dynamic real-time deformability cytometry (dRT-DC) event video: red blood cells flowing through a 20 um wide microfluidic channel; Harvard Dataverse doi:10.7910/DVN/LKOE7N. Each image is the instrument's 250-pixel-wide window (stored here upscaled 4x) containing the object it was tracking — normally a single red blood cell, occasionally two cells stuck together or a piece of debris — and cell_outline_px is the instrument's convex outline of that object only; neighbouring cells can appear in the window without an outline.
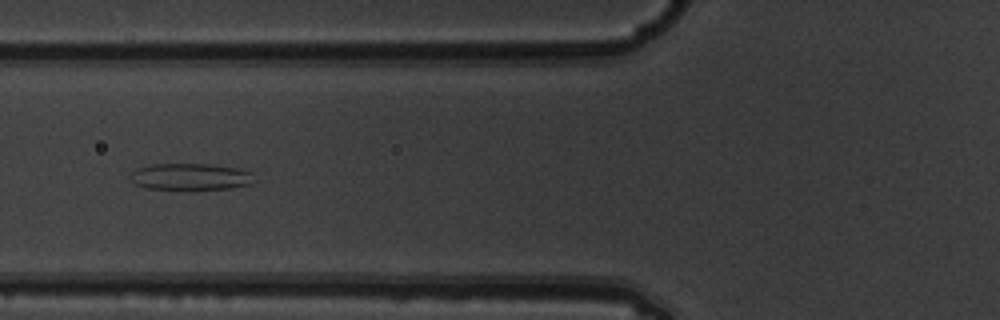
{"species": "common noctule bat (a hibernating species)", "species_latin": "Nyctalus noctula", "temperature_condition": "warm", "stored_images_in_passage": 8, "camera_frame_rate_fps": 3000, "um_per_image_px": 0.085, "animal": {"sex": "male", "body_mass_g": 19.5, "forearm_length_mm": 54.6}, "frame": {"image": 1, "passage_image": 6, "time_ms": 1.667, "image_size_px": [1000, 320], "cell_outline_px": [[252, 184], [232, 188], [188, 192], [144, 188], [132, 184], [132, 172], [136, 168], [152, 164], [208, 164], [236, 168], [252, 172]], "centroid_in_image_um": [16.15, 15.07], "position_along_channel_um": 109.6, "area_um2": 20.11}}
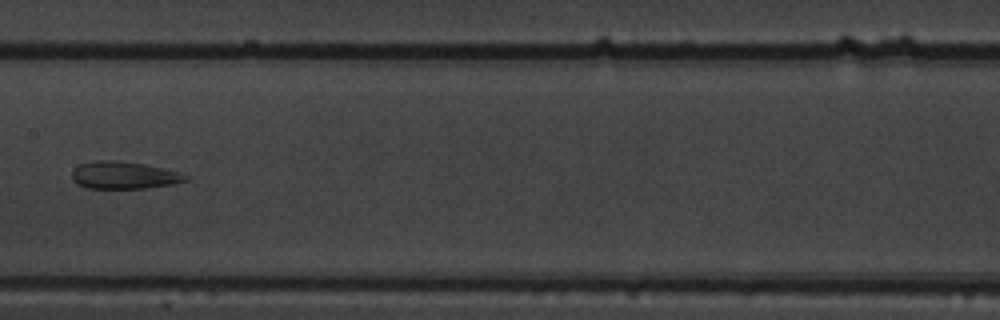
{"frame": {"image": 2, "passage_image": 8, "time_ms": 2.333, "image_size_px": [1000, 320], "cell_outline_px": [[188, 180], [172, 184], [144, 188], [84, 188], [76, 184], [72, 180], [72, 172], [80, 164], [96, 160], [112, 160], [144, 164], [164, 168], [188, 176]], "centroid_in_image_um": [10.49, 14.9], "position_along_channel_um": 196.9, "area_um2": 17.98}}